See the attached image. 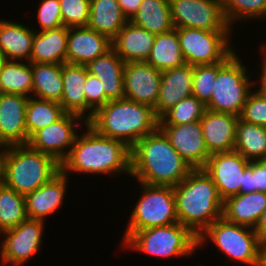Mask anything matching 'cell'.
<instances>
[{"mask_svg": "<svg viewBox=\"0 0 266 266\" xmlns=\"http://www.w3.org/2000/svg\"><path fill=\"white\" fill-rule=\"evenodd\" d=\"M155 34L128 21L112 40V48L126 62H147Z\"/></svg>", "mask_w": 266, "mask_h": 266, "instance_id": "7402d4cb", "label": "cell"}, {"mask_svg": "<svg viewBox=\"0 0 266 266\" xmlns=\"http://www.w3.org/2000/svg\"><path fill=\"white\" fill-rule=\"evenodd\" d=\"M249 164V160L233 150L211 154L203 170L217 186L220 198L225 201L229 197L240 194L243 173Z\"/></svg>", "mask_w": 266, "mask_h": 266, "instance_id": "5bb4252c", "label": "cell"}, {"mask_svg": "<svg viewBox=\"0 0 266 266\" xmlns=\"http://www.w3.org/2000/svg\"><path fill=\"white\" fill-rule=\"evenodd\" d=\"M256 233L258 239L266 245V209L263 214L260 216L257 224L253 228Z\"/></svg>", "mask_w": 266, "mask_h": 266, "instance_id": "bcb514c9", "label": "cell"}, {"mask_svg": "<svg viewBox=\"0 0 266 266\" xmlns=\"http://www.w3.org/2000/svg\"><path fill=\"white\" fill-rule=\"evenodd\" d=\"M174 28H195L214 32H233L222 0H169Z\"/></svg>", "mask_w": 266, "mask_h": 266, "instance_id": "8fae6325", "label": "cell"}, {"mask_svg": "<svg viewBox=\"0 0 266 266\" xmlns=\"http://www.w3.org/2000/svg\"><path fill=\"white\" fill-rule=\"evenodd\" d=\"M208 241L212 242L228 261L247 266H258L260 251L264 246L253 228L229 222L223 216L198 237V249L204 247Z\"/></svg>", "mask_w": 266, "mask_h": 266, "instance_id": "ba28073f", "label": "cell"}, {"mask_svg": "<svg viewBox=\"0 0 266 266\" xmlns=\"http://www.w3.org/2000/svg\"><path fill=\"white\" fill-rule=\"evenodd\" d=\"M29 97L0 93V142L13 145L27 144L26 106Z\"/></svg>", "mask_w": 266, "mask_h": 266, "instance_id": "ac0fdd59", "label": "cell"}, {"mask_svg": "<svg viewBox=\"0 0 266 266\" xmlns=\"http://www.w3.org/2000/svg\"><path fill=\"white\" fill-rule=\"evenodd\" d=\"M37 9L38 29L32 28L35 32L47 29H55L63 26L61 7L59 0H40Z\"/></svg>", "mask_w": 266, "mask_h": 266, "instance_id": "60d3db41", "label": "cell"}, {"mask_svg": "<svg viewBox=\"0 0 266 266\" xmlns=\"http://www.w3.org/2000/svg\"><path fill=\"white\" fill-rule=\"evenodd\" d=\"M206 105L191 95L178 102L159 118V125H184L201 120Z\"/></svg>", "mask_w": 266, "mask_h": 266, "instance_id": "8d00e7d4", "label": "cell"}, {"mask_svg": "<svg viewBox=\"0 0 266 266\" xmlns=\"http://www.w3.org/2000/svg\"><path fill=\"white\" fill-rule=\"evenodd\" d=\"M235 32L177 28L181 52L187 64L212 65L226 61L237 50L231 44Z\"/></svg>", "mask_w": 266, "mask_h": 266, "instance_id": "30bf717a", "label": "cell"}, {"mask_svg": "<svg viewBox=\"0 0 266 266\" xmlns=\"http://www.w3.org/2000/svg\"><path fill=\"white\" fill-rule=\"evenodd\" d=\"M266 209V193H240L223 202L222 216L229 222L254 228Z\"/></svg>", "mask_w": 266, "mask_h": 266, "instance_id": "d4e9b609", "label": "cell"}, {"mask_svg": "<svg viewBox=\"0 0 266 266\" xmlns=\"http://www.w3.org/2000/svg\"><path fill=\"white\" fill-rule=\"evenodd\" d=\"M266 193V159L250 161L243 173L240 193Z\"/></svg>", "mask_w": 266, "mask_h": 266, "instance_id": "ab89813d", "label": "cell"}, {"mask_svg": "<svg viewBox=\"0 0 266 266\" xmlns=\"http://www.w3.org/2000/svg\"><path fill=\"white\" fill-rule=\"evenodd\" d=\"M16 21L0 19V55L4 60L29 62L35 31Z\"/></svg>", "mask_w": 266, "mask_h": 266, "instance_id": "603a6c76", "label": "cell"}, {"mask_svg": "<svg viewBox=\"0 0 266 266\" xmlns=\"http://www.w3.org/2000/svg\"><path fill=\"white\" fill-rule=\"evenodd\" d=\"M152 67L161 72L184 65L177 28L164 34H156L153 47L147 59Z\"/></svg>", "mask_w": 266, "mask_h": 266, "instance_id": "4dcf8cb0", "label": "cell"}, {"mask_svg": "<svg viewBox=\"0 0 266 266\" xmlns=\"http://www.w3.org/2000/svg\"><path fill=\"white\" fill-rule=\"evenodd\" d=\"M62 24L65 27L87 26L90 0H59Z\"/></svg>", "mask_w": 266, "mask_h": 266, "instance_id": "f35d334b", "label": "cell"}, {"mask_svg": "<svg viewBox=\"0 0 266 266\" xmlns=\"http://www.w3.org/2000/svg\"><path fill=\"white\" fill-rule=\"evenodd\" d=\"M86 124L87 121L81 116L65 113L56 122L37 131L29 139L28 145L34 150L52 156L61 163L75 143L78 131L80 130L81 133V128Z\"/></svg>", "mask_w": 266, "mask_h": 266, "instance_id": "4fadbf2b", "label": "cell"}, {"mask_svg": "<svg viewBox=\"0 0 266 266\" xmlns=\"http://www.w3.org/2000/svg\"><path fill=\"white\" fill-rule=\"evenodd\" d=\"M239 116L206 110L200 120L206 147L210 154L234 150Z\"/></svg>", "mask_w": 266, "mask_h": 266, "instance_id": "44dd1931", "label": "cell"}, {"mask_svg": "<svg viewBox=\"0 0 266 266\" xmlns=\"http://www.w3.org/2000/svg\"><path fill=\"white\" fill-rule=\"evenodd\" d=\"M84 93L86 98V121L108 101H110L104 93L102 82L91 74H87L84 84Z\"/></svg>", "mask_w": 266, "mask_h": 266, "instance_id": "b9f144b4", "label": "cell"}, {"mask_svg": "<svg viewBox=\"0 0 266 266\" xmlns=\"http://www.w3.org/2000/svg\"><path fill=\"white\" fill-rule=\"evenodd\" d=\"M87 124L99 135L121 140L131 148L159 128V118L152 107L125 98L108 101Z\"/></svg>", "mask_w": 266, "mask_h": 266, "instance_id": "277c9868", "label": "cell"}, {"mask_svg": "<svg viewBox=\"0 0 266 266\" xmlns=\"http://www.w3.org/2000/svg\"><path fill=\"white\" fill-rule=\"evenodd\" d=\"M27 219L24 196L5 185L0 186V234Z\"/></svg>", "mask_w": 266, "mask_h": 266, "instance_id": "e575fe53", "label": "cell"}, {"mask_svg": "<svg viewBox=\"0 0 266 266\" xmlns=\"http://www.w3.org/2000/svg\"><path fill=\"white\" fill-rule=\"evenodd\" d=\"M88 71L84 65L64 63L62 65L63 95L61 106L66 113L81 116L86 120V98L84 84Z\"/></svg>", "mask_w": 266, "mask_h": 266, "instance_id": "4316f807", "label": "cell"}, {"mask_svg": "<svg viewBox=\"0 0 266 266\" xmlns=\"http://www.w3.org/2000/svg\"><path fill=\"white\" fill-rule=\"evenodd\" d=\"M122 246L150 257L189 258L198 249V238L187 227L177 222L136 231Z\"/></svg>", "mask_w": 266, "mask_h": 266, "instance_id": "8992f818", "label": "cell"}, {"mask_svg": "<svg viewBox=\"0 0 266 266\" xmlns=\"http://www.w3.org/2000/svg\"><path fill=\"white\" fill-rule=\"evenodd\" d=\"M218 73V63L193 66V96L207 105L210 102L214 82Z\"/></svg>", "mask_w": 266, "mask_h": 266, "instance_id": "74e56055", "label": "cell"}, {"mask_svg": "<svg viewBox=\"0 0 266 266\" xmlns=\"http://www.w3.org/2000/svg\"><path fill=\"white\" fill-rule=\"evenodd\" d=\"M139 183L141 195L129 216L123 244L134 232L152 227L166 226L178 222L176 199L171 186L149 185Z\"/></svg>", "mask_w": 266, "mask_h": 266, "instance_id": "9c48e42d", "label": "cell"}, {"mask_svg": "<svg viewBox=\"0 0 266 266\" xmlns=\"http://www.w3.org/2000/svg\"><path fill=\"white\" fill-rule=\"evenodd\" d=\"M130 21L155 35L174 29L169 0H142L138 11Z\"/></svg>", "mask_w": 266, "mask_h": 266, "instance_id": "f546056e", "label": "cell"}, {"mask_svg": "<svg viewBox=\"0 0 266 266\" xmlns=\"http://www.w3.org/2000/svg\"><path fill=\"white\" fill-rule=\"evenodd\" d=\"M82 129L60 163L64 174L131 175V148L125 142L99 135L88 124Z\"/></svg>", "mask_w": 266, "mask_h": 266, "instance_id": "6da1fadb", "label": "cell"}, {"mask_svg": "<svg viewBox=\"0 0 266 266\" xmlns=\"http://www.w3.org/2000/svg\"><path fill=\"white\" fill-rule=\"evenodd\" d=\"M193 66L185 63L162 72L161 85L154 111L160 118L178 102L193 94Z\"/></svg>", "mask_w": 266, "mask_h": 266, "instance_id": "ffe728a7", "label": "cell"}, {"mask_svg": "<svg viewBox=\"0 0 266 266\" xmlns=\"http://www.w3.org/2000/svg\"><path fill=\"white\" fill-rule=\"evenodd\" d=\"M259 51H260V59H261V64L259 67H261L265 72H266V43L261 44L260 43V47H259Z\"/></svg>", "mask_w": 266, "mask_h": 266, "instance_id": "c3c4849f", "label": "cell"}, {"mask_svg": "<svg viewBox=\"0 0 266 266\" xmlns=\"http://www.w3.org/2000/svg\"><path fill=\"white\" fill-rule=\"evenodd\" d=\"M67 38L68 27L65 26L35 32L29 62L66 63Z\"/></svg>", "mask_w": 266, "mask_h": 266, "instance_id": "484cf974", "label": "cell"}, {"mask_svg": "<svg viewBox=\"0 0 266 266\" xmlns=\"http://www.w3.org/2000/svg\"><path fill=\"white\" fill-rule=\"evenodd\" d=\"M239 118L266 127V99L253 90L249 94Z\"/></svg>", "mask_w": 266, "mask_h": 266, "instance_id": "7bdbcfd3", "label": "cell"}, {"mask_svg": "<svg viewBox=\"0 0 266 266\" xmlns=\"http://www.w3.org/2000/svg\"><path fill=\"white\" fill-rule=\"evenodd\" d=\"M234 150L249 161L266 159V127L239 118Z\"/></svg>", "mask_w": 266, "mask_h": 266, "instance_id": "1f68e13d", "label": "cell"}, {"mask_svg": "<svg viewBox=\"0 0 266 266\" xmlns=\"http://www.w3.org/2000/svg\"><path fill=\"white\" fill-rule=\"evenodd\" d=\"M89 74L96 76L103 85L109 100L125 99L123 72L125 62L113 48L85 65Z\"/></svg>", "mask_w": 266, "mask_h": 266, "instance_id": "cb8c5ba5", "label": "cell"}, {"mask_svg": "<svg viewBox=\"0 0 266 266\" xmlns=\"http://www.w3.org/2000/svg\"><path fill=\"white\" fill-rule=\"evenodd\" d=\"M128 21L117 0H90L87 27L108 37L111 41Z\"/></svg>", "mask_w": 266, "mask_h": 266, "instance_id": "83f0119b", "label": "cell"}, {"mask_svg": "<svg viewBox=\"0 0 266 266\" xmlns=\"http://www.w3.org/2000/svg\"><path fill=\"white\" fill-rule=\"evenodd\" d=\"M158 128L131 147V175L137 182L174 187L192 171Z\"/></svg>", "mask_w": 266, "mask_h": 266, "instance_id": "7a4b0ae2", "label": "cell"}, {"mask_svg": "<svg viewBox=\"0 0 266 266\" xmlns=\"http://www.w3.org/2000/svg\"><path fill=\"white\" fill-rule=\"evenodd\" d=\"M69 176L60 171L49 182L24 196L28 219L44 221L65 203Z\"/></svg>", "mask_w": 266, "mask_h": 266, "instance_id": "e0dca14e", "label": "cell"}, {"mask_svg": "<svg viewBox=\"0 0 266 266\" xmlns=\"http://www.w3.org/2000/svg\"><path fill=\"white\" fill-rule=\"evenodd\" d=\"M45 224L41 220L27 219L15 228L3 231L0 234L1 265L23 266L33 259L42 249Z\"/></svg>", "mask_w": 266, "mask_h": 266, "instance_id": "7c38bea8", "label": "cell"}, {"mask_svg": "<svg viewBox=\"0 0 266 266\" xmlns=\"http://www.w3.org/2000/svg\"><path fill=\"white\" fill-rule=\"evenodd\" d=\"M9 149L10 146L8 144L0 142V186L5 183L6 158Z\"/></svg>", "mask_w": 266, "mask_h": 266, "instance_id": "f6af8a7d", "label": "cell"}, {"mask_svg": "<svg viewBox=\"0 0 266 266\" xmlns=\"http://www.w3.org/2000/svg\"><path fill=\"white\" fill-rule=\"evenodd\" d=\"M258 266H266V245L260 251Z\"/></svg>", "mask_w": 266, "mask_h": 266, "instance_id": "681fc988", "label": "cell"}, {"mask_svg": "<svg viewBox=\"0 0 266 266\" xmlns=\"http://www.w3.org/2000/svg\"><path fill=\"white\" fill-rule=\"evenodd\" d=\"M239 56L236 51L226 61L218 63L213 93L206 105L208 110L241 115L249 94L254 90V79L250 77V67Z\"/></svg>", "mask_w": 266, "mask_h": 266, "instance_id": "52a82bcc", "label": "cell"}, {"mask_svg": "<svg viewBox=\"0 0 266 266\" xmlns=\"http://www.w3.org/2000/svg\"><path fill=\"white\" fill-rule=\"evenodd\" d=\"M178 222L197 238L222 217L223 200L217 186L203 169H193L174 187Z\"/></svg>", "mask_w": 266, "mask_h": 266, "instance_id": "3957f363", "label": "cell"}, {"mask_svg": "<svg viewBox=\"0 0 266 266\" xmlns=\"http://www.w3.org/2000/svg\"><path fill=\"white\" fill-rule=\"evenodd\" d=\"M112 48V41L87 26L69 27L66 63L87 65Z\"/></svg>", "mask_w": 266, "mask_h": 266, "instance_id": "d6986e66", "label": "cell"}, {"mask_svg": "<svg viewBox=\"0 0 266 266\" xmlns=\"http://www.w3.org/2000/svg\"><path fill=\"white\" fill-rule=\"evenodd\" d=\"M162 72L147 62H126L123 72L125 98L155 108Z\"/></svg>", "mask_w": 266, "mask_h": 266, "instance_id": "2e32d148", "label": "cell"}, {"mask_svg": "<svg viewBox=\"0 0 266 266\" xmlns=\"http://www.w3.org/2000/svg\"><path fill=\"white\" fill-rule=\"evenodd\" d=\"M222 5L225 17L232 28L238 22L242 25L254 20L266 22V0H222Z\"/></svg>", "mask_w": 266, "mask_h": 266, "instance_id": "d590c367", "label": "cell"}, {"mask_svg": "<svg viewBox=\"0 0 266 266\" xmlns=\"http://www.w3.org/2000/svg\"><path fill=\"white\" fill-rule=\"evenodd\" d=\"M31 63L32 96L60 103L63 95V64Z\"/></svg>", "mask_w": 266, "mask_h": 266, "instance_id": "f1b7e54d", "label": "cell"}, {"mask_svg": "<svg viewBox=\"0 0 266 266\" xmlns=\"http://www.w3.org/2000/svg\"><path fill=\"white\" fill-rule=\"evenodd\" d=\"M30 62L2 60L0 64V93L32 96Z\"/></svg>", "mask_w": 266, "mask_h": 266, "instance_id": "d6a6232c", "label": "cell"}, {"mask_svg": "<svg viewBox=\"0 0 266 266\" xmlns=\"http://www.w3.org/2000/svg\"><path fill=\"white\" fill-rule=\"evenodd\" d=\"M60 171L61 164L52 156L34 150L28 144L13 145L7 153L4 185L25 196Z\"/></svg>", "mask_w": 266, "mask_h": 266, "instance_id": "5b68a950", "label": "cell"}, {"mask_svg": "<svg viewBox=\"0 0 266 266\" xmlns=\"http://www.w3.org/2000/svg\"><path fill=\"white\" fill-rule=\"evenodd\" d=\"M258 78L256 77V79H254V90L258 92L263 98L266 99V72L261 67H260V73L258 74Z\"/></svg>", "mask_w": 266, "mask_h": 266, "instance_id": "7dc6e473", "label": "cell"}, {"mask_svg": "<svg viewBox=\"0 0 266 266\" xmlns=\"http://www.w3.org/2000/svg\"><path fill=\"white\" fill-rule=\"evenodd\" d=\"M66 112L60 103L30 96L26 106L27 144L39 130L59 120Z\"/></svg>", "mask_w": 266, "mask_h": 266, "instance_id": "836d02e7", "label": "cell"}, {"mask_svg": "<svg viewBox=\"0 0 266 266\" xmlns=\"http://www.w3.org/2000/svg\"><path fill=\"white\" fill-rule=\"evenodd\" d=\"M159 129L192 169H203L211 154L205 144L200 120L184 125H159Z\"/></svg>", "mask_w": 266, "mask_h": 266, "instance_id": "9a60e30c", "label": "cell"}, {"mask_svg": "<svg viewBox=\"0 0 266 266\" xmlns=\"http://www.w3.org/2000/svg\"><path fill=\"white\" fill-rule=\"evenodd\" d=\"M124 16L130 21L136 14L142 0H117Z\"/></svg>", "mask_w": 266, "mask_h": 266, "instance_id": "ee69618b", "label": "cell"}]
</instances>
